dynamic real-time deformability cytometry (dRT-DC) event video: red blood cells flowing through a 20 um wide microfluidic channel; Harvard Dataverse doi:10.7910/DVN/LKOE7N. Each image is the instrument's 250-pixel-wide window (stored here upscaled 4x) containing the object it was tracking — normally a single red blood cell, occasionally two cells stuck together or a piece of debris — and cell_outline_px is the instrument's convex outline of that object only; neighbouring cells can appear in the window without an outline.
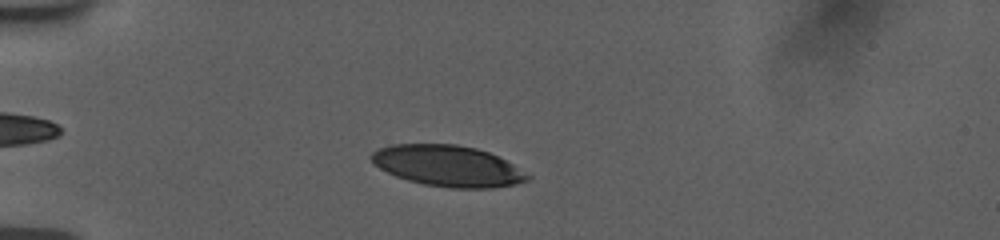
{"species": "human", "species_latin": "Homo sapiens", "temperature_condition": "room temperature", "stored_images_in_passage": 51, "camera_frame_rate_fps": 3000, "um_per_image_px": 0.085, "donor": {"sex": "female"}, "frame": {"image": 1, "passage_image": 11, "time_ms": 3.333, "image_size_px": [1000, 240], "cell_outline_px": [[532, 176], [528, 180], [516, 184], [492, 188], [452, 188], [424, 184], [408, 180], [396, 176], [380, 168], [368, 156], [372, 152], [380, 148], [392, 144], [456, 144], [476, 148], [488, 152], [512, 164]], "centroid_in_image_um": [38.06, 14.1], "position_along_channel_um": 46.9, "area_um2": 37.11}}
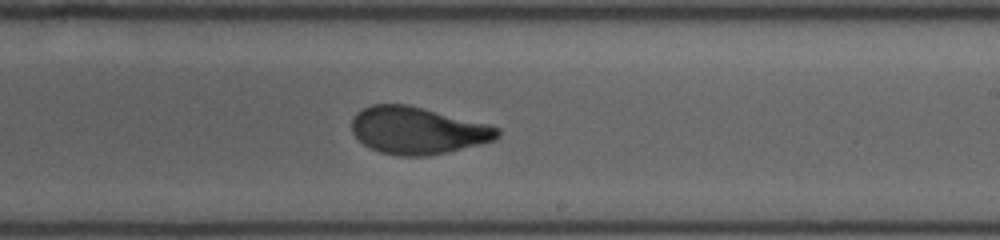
{"frame": {"image": 2, "passage_image": 30, "time_ms": 9.667, "image_size_px": [1000, 240], "cell_outline_px": [[500, 136], [496, 140], [448, 152], [428, 156], [400, 156], [380, 152], [364, 144], [352, 132], [352, 116], [356, 112], [372, 104], [408, 104], [492, 124], [500, 128]], "centroid_in_image_um": [35.54, 11.08], "position_along_channel_um": 253.5, "area_um2": 40.46}}
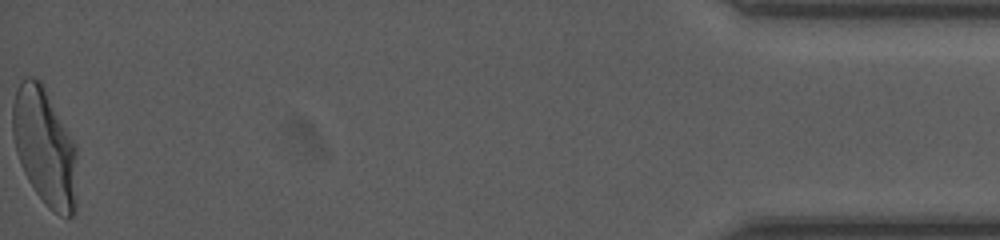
{"frame": {"image": 3, "passage_image": 51, "time_ms": 16.667, "image_size_px": [1000, 240], "cell_outline_px": [[76, 208], [72, 216], [68, 220], [52, 212], [44, 204], [28, 180], [20, 164], [16, 152], [12, 136], [12, 104], [16, 88], [20, 80], [28, 76], [32, 76], [40, 80], [76, 144]], "centroid_in_image_um": [3.79, 12.52], "position_along_channel_um": 431.4, "area_um2": 44.74}, "authors_computed_cell_mechanics": {"area_um2": 40.46, "velocity_mm_per_s": 3.765, "shape_relaxation_time_tau1_ms": 4.7779, "shape_relaxation_time_tau2_ms": 0.8501, "deformation_change_tau1": 0.2058, "deformation_change_tau2": 0.071}}